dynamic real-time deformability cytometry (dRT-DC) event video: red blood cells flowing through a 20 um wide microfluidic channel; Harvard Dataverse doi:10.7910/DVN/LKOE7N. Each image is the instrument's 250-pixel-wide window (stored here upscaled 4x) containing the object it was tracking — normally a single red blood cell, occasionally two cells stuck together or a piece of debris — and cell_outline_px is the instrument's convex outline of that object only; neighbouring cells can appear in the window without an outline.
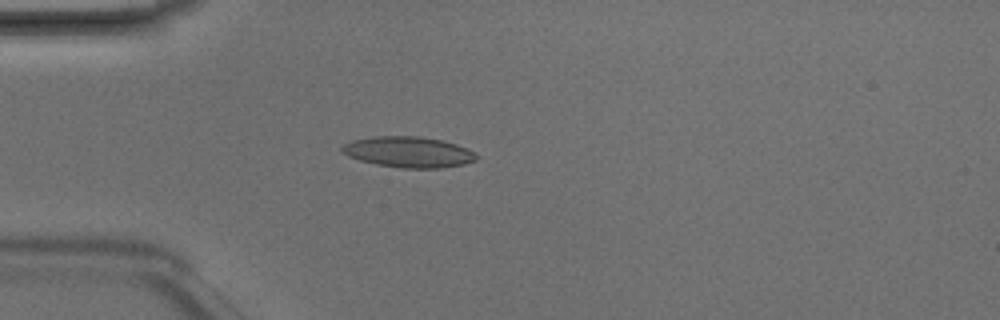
{"species": "Egyptian fruit bat (a non-hibernating species)", "species_latin": "Rousettus aegyptiacus", "temperature_condition": "room temperature", "stored_images_in_passage": 4, "camera_frame_rate_fps": 3000, "um_per_image_px": 0.085, "animal": {"sex": "male"}, "frame": {"image": 1, "passage_image": 4, "time_ms": 1.0, "image_size_px": [1000, 320], "cell_outline_px": [[480, 156], [476, 160], [464, 164], [440, 168], [400, 168], [376, 164], [360, 160], [348, 156], [340, 152], [340, 148], [344, 144], [352, 140], [372, 136], [420, 136], [440, 140], [456, 144], [468, 148], [476, 152]], "centroid_in_image_um": [34.73, 12.92], "position_along_channel_um": 50.3, "area_um2": 24.39}}